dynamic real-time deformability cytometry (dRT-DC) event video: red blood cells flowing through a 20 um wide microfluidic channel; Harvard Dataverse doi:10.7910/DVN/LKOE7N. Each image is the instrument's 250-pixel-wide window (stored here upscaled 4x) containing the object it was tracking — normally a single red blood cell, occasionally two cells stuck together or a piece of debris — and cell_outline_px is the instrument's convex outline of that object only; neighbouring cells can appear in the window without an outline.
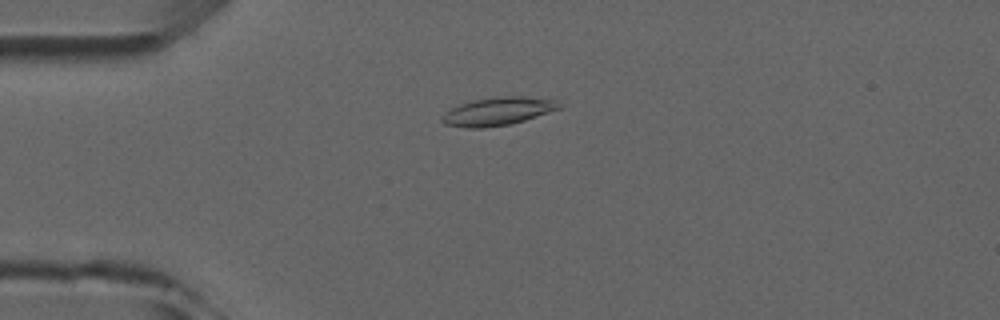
{"species": "common noctule bat (a hibernating species)", "species_latin": "Nyctalus noctula", "temperature_condition": "room temperature", "stored_images_in_passage": 5, "camera_frame_rate_fps": 3000, "um_per_image_px": 0.085, "animal": {"sex": "male", "forearm_length_mm": 52.5}, "frame": {"image": 1, "passage_image": 3, "time_ms": 3.0, "image_size_px": [1000, 320], "cell_outline_px": [[564, 104], [560, 108], [524, 120], [508, 124], [484, 128], [464, 128], [444, 124], [440, 120], [440, 116], [444, 112], [460, 104], [476, 100], [500, 96], [520, 96], [556, 100]], "centroid_in_image_um": [42.28, 9.47], "position_along_channel_um": 42.7, "area_um2": 19.07}}
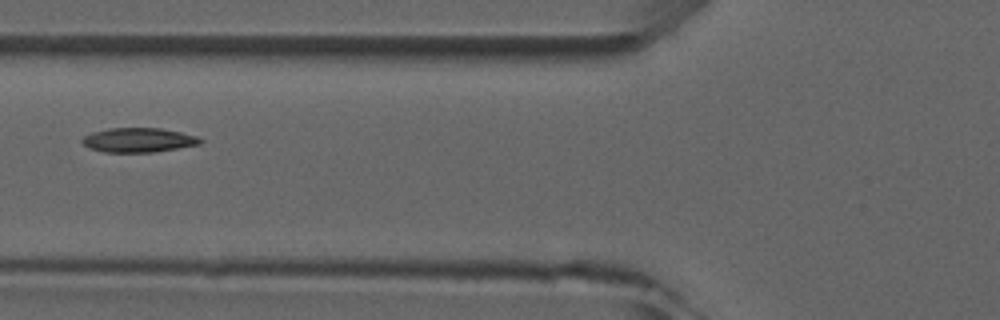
{"frame": {"image": 2, "passage_image": 5, "time_ms": 5.333, "image_size_px": [1000, 320], "cell_outline_px": [[204, 140], [200, 144], [156, 152], [104, 152], [88, 148], [80, 140], [84, 136], [92, 132], [108, 128], [160, 128], [180, 132], [196, 136]], "centroid_in_image_um": [11.75, 11.9], "position_along_channel_um": 114.0, "area_um2": 16.82}}